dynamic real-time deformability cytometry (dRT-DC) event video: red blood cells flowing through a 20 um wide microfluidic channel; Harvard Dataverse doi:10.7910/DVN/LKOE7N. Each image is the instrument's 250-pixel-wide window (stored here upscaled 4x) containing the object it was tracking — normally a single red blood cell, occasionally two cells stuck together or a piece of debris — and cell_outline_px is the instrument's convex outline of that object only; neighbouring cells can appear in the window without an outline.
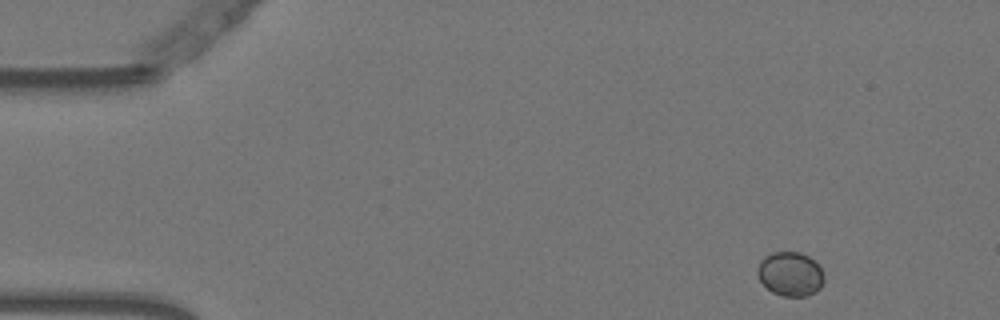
{"species": "Egyptian fruit bat (a non-hibernating species)", "species_latin": "Rousettus aegyptiacus", "temperature_condition": "warm", "stored_images_in_passage": 51, "segment_of_instrument_passage": [1, 2], "camera_frame_rate_fps": 3000, "um_per_image_px": 0.085, "animal": {"sex": "female"}, "frame": {"image": 1, "passage_image": 1, "time_ms": 0.0, "image_size_px": [1000, 320], "cell_outline_px": [[824, 280], [820, 288], [816, 292], [808, 296], [780, 296], [772, 292], [760, 280], [756, 272], [756, 268], [760, 260], [764, 256], [772, 252], [800, 252], [808, 256], [820, 268], [824, 276]], "centroid_in_image_um": [67.15, 23.29], "position_along_channel_um": 17.8, "area_um2": 17.22}}
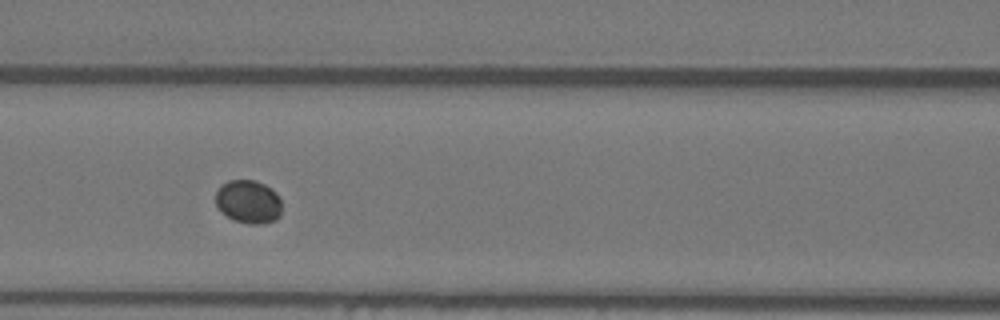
{"frame": {"image": 2, "passage_image": 19, "time_ms": 6.0, "image_size_px": [1000, 320], "cell_outline_px": [[280, 216], [276, 220], [260, 224], [248, 224], [236, 220], [228, 216], [216, 204], [216, 192], [220, 184], [228, 180], [256, 180], [272, 188], [276, 192], [280, 200]], "centroid_in_image_um": [21.13, 17.12], "position_along_channel_um": 145.5, "area_um2": 16.65}}
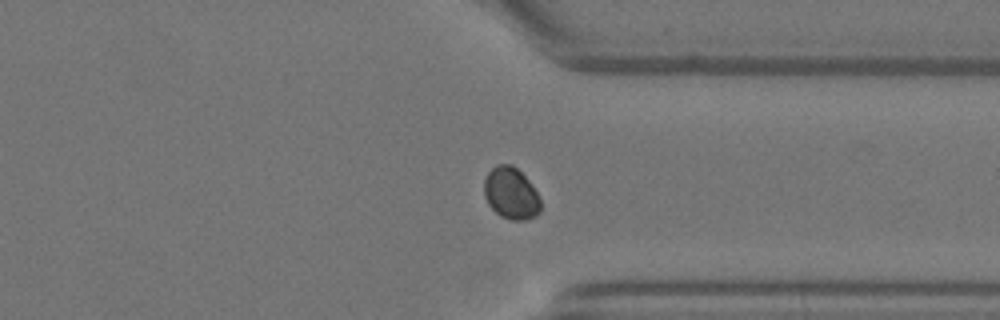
{"frame": {"image": 3, "passage_image": 37, "time_ms": 12.0, "image_size_px": [1000, 320], "cell_outline_px": [[540, 212], [536, 216], [524, 220], [512, 220], [500, 216], [488, 204], [484, 196], [484, 176], [496, 164], [512, 164], [532, 184], [540, 200]], "centroid_in_image_um": [43.42, 16.43], "position_along_channel_um": 368.0, "area_um2": 17.11}}